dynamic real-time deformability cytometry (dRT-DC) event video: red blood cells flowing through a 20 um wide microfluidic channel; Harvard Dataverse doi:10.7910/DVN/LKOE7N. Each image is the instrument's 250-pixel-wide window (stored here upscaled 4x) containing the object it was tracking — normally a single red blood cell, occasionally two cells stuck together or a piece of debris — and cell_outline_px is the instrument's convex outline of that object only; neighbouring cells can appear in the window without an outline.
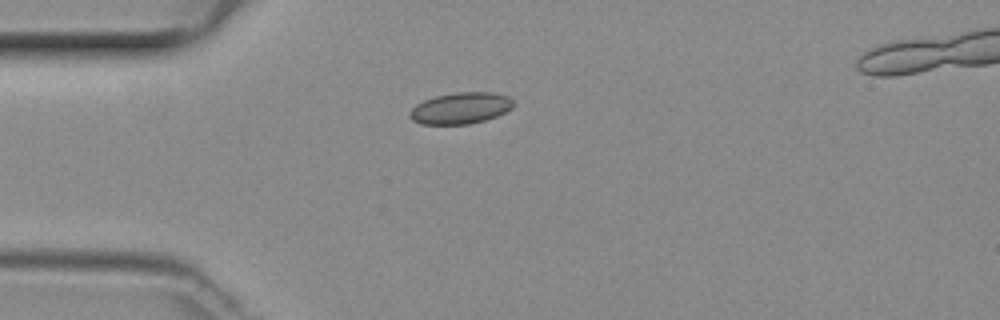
{"species": "common noctule bat (a hibernating species)", "species_latin": "Nyctalus noctula", "temperature_condition": "room temperature", "stored_images_in_passage": 33, "camera_frame_rate_fps": 3000, "um_per_image_px": 0.085, "animal": {"sex": "female", "body_mass_g": 29.2, "forearm_length_mm": 56.3}, "frame": {"image": 1, "passage_image": 1, "time_ms": 0.0, "image_size_px": [1000, 320], "cell_outline_px": [[516, 104], [512, 108], [496, 116], [484, 120], [468, 124], [420, 124], [412, 120], [408, 116], [408, 112], [416, 104], [424, 100], [436, 96], [456, 92], [492, 92], [508, 96]], "centroid_in_image_um": [39.14, 9.19], "position_along_channel_um": 45.9, "area_um2": 19.02}}
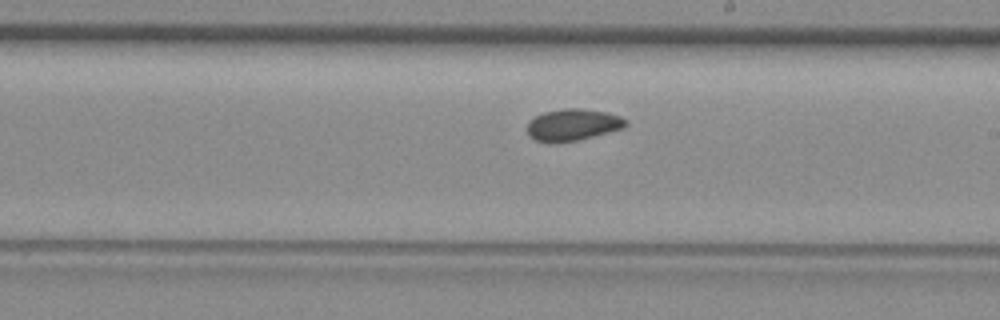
{"frame": {"image": 2, "passage_image": 16, "time_ms": 5.0, "image_size_px": [1000, 320], "cell_outline_px": [[628, 124], [624, 128], [576, 140], [552, 144], [536, 140], [528, 136], [528, 120], [544, 112], [564, 108], [576, 108], [604, 112], [620, 116], [628, 120]], "centroid_in_image_um": [48.66, 10.61], "position_along_channel_um": 240.3, "area_um2": 18.21}}
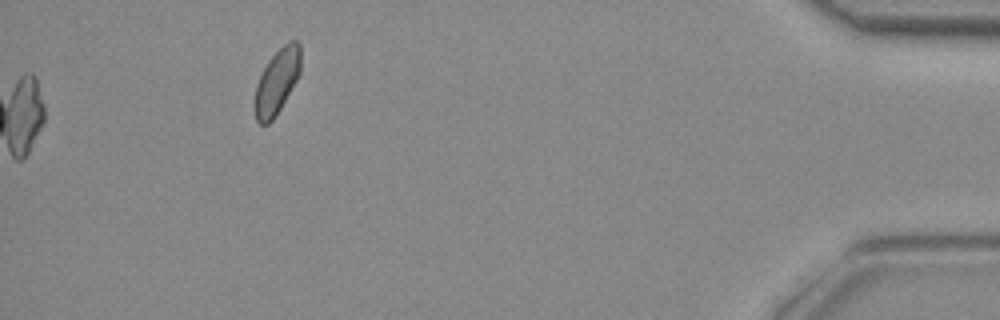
{"frame": {"image": 3, "passage_image": 33, "time_ms": 10.667, "image_size_px": [1000, 320], "cell_outline_px": [[300, 72], [296, 80], [280, 108], [272, 120], [268, 124], [260, 124], [256, 120], [252, 108], [252, 104], [256, 84], [268, 60], [288, 40], [296, 40], [300, 44]], "centroid_in_image_um": [23.49, 6.95], "position_along_channel_um": 411.7, "area_um2": 17.46}}